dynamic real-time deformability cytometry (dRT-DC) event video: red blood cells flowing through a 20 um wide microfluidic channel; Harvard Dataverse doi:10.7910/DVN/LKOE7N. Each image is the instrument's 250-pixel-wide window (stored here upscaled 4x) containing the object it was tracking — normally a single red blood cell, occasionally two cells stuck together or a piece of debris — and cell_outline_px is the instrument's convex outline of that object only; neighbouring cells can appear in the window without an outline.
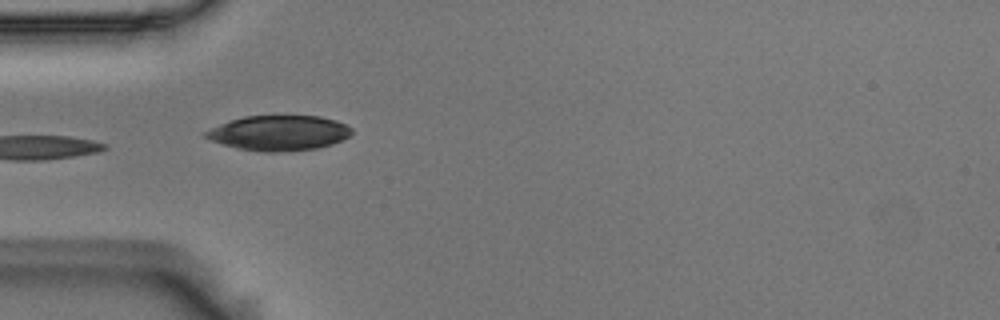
{"species": "Egyptian fruit bat (a non-hibernating species)", "species_latin": "Rousettus aegyptiacus", "temperature_condition": "room temperature", "stored_images_in_passage": 7, "camera_frame_rate_fps": 3000, "um_per_image_px": 0.085, "animal": {"sex": "male"}, "frame": {"image": 1, "passage_image": 5, "time_ms": 1.333, "image_size_px": [1000, 320], "cell_outline_px": [[352, 132], [348, 136], [332, 144], [316, 148], [276, 152], [264, 152], [240, 148], [224, 144], [212, 140], [204, 136], [204, 132], [220, 124], [244, 116], [320, 116], [336, 120], [352, 128]], "centroid_in_image_um": [23.73, 11.29], "position_along_channel_um": 61.3, "area_um2": 29.36}}
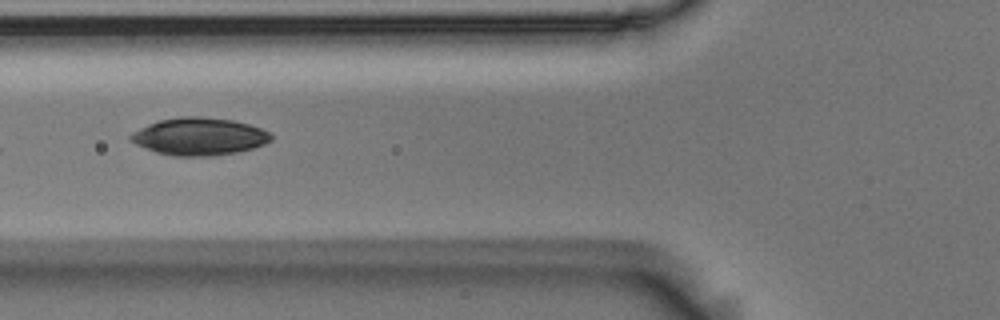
{"frame": {"image": 2, "passage_image": 6, "time_ms": 1.667, "image_size_px": [1000, 320], "cell_outline_px": [[272, 140], [264, 144], [252, 148], [236, 152], [212, 156], [172, 156], [156, 152], [136, 144], [128, 140], [128, 136], [132, 132], [148, 124], [160, 120], [180, 116], [200, 116], [232, 120], [248, 124], [272, 132]], "centroid_in_image_um": [16.92, 11.6], "position_along_channel_um": 108.9, "area_um2": 30.75}}
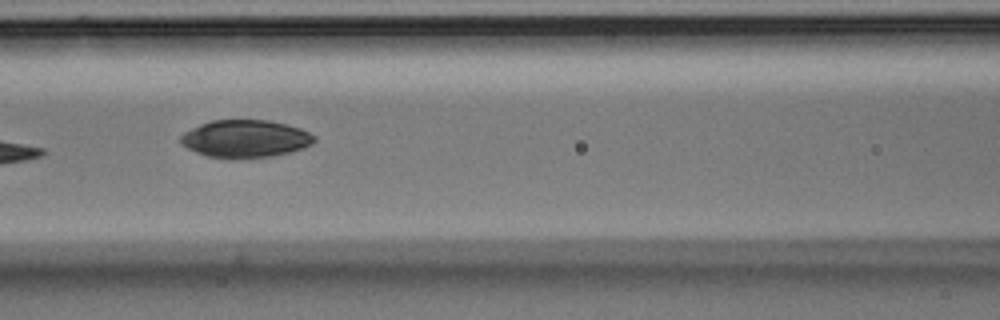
{"frame": {"image": 3, "passage_image": 7, "time_ms": 2.0, "image_size_px": [1000, 320], "cell_outline_px": [[316, 140], [312, 144], [288, 152], [272, 156], [228, 160], [208, 156], [196, 152], [180, 144], [180, 136], [184, 132], [200, 124], [212, 120], [268, 120], [300, 128], [316, 136]], "centroid_in_image_um": [20.82, 11.8], "position_along_channel_um": 145.8, "area_um2": 29.36}}